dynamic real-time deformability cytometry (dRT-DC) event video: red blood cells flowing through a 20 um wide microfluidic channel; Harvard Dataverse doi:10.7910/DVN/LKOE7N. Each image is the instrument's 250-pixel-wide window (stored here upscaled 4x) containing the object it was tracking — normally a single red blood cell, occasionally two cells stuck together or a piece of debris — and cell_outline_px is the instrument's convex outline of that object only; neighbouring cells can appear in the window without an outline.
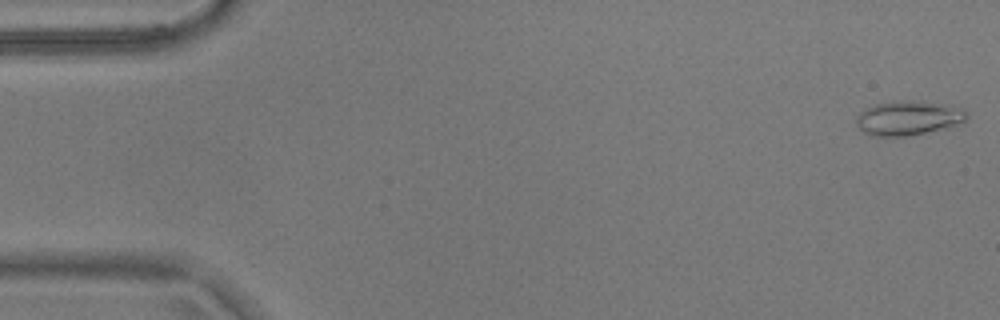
{"species": "common noctule bat (a hibernating species)", "species_latin": "Nyctalus noctula", "temperature_condition": "warm", "stored_images_in_passage": 54, "camera_frame_rate_fps": 3000, "um_per_image_px": 0.085, "animal": {"sex": "male", "body_mass_g": 17.9}, "frame": {"image": 1, "passage_image": 1, "time_ms": 0.0, "image_size_px": [1000, 320], "cell_outline_px": [[968, 120], [948, 128], [908, 136], [872, 136], [864, 132], [856, 124], [856, 116], [864, 108], [876, 104], [892, 100], [924, 100], [964, 108], [968, 112]], "centroid_in_image_um": [77.25, 10.01], "position_along_channel_um": 7.8, "area_um2": 22.77}}
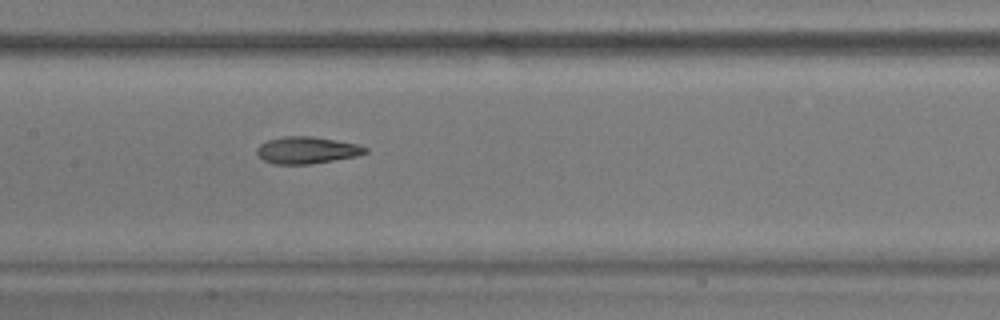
{"frame": {"image": 2, "passage_image": 26, "time_ms": 8.333, "image_size_px": [1000, 320], "cell_outline_px": [[368, 152], [356, 156], [312, 164], [276, 164], [264, 160], [256, 152], [256, 148], [260, 144], [268, 140], [284, 136], [312, 136], [356, 144], [368, 148]], "centroid_in_image_um": [26.07, 12.76], "position_along_channel_um": 181.3, "area_um2": 16.88}}
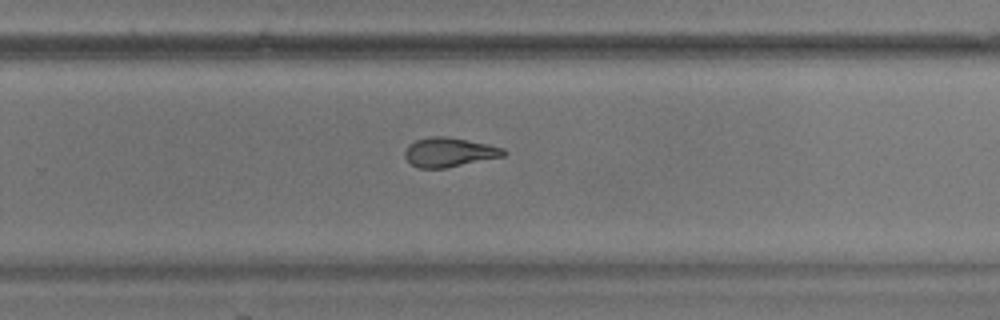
{"frame": {"image": 3, "passage_image": 35, "time_ms": 11.333, "image_size_px": [1000, 320], "cell_outline_px": [[508, 152], [504, 156], [444, 168], [416, 168], [404, 156], [404, 152], [408, 144], [416, 140], [428, 136], [448, 136], [488, 144], [504, 148]], "centroid_in_image_um": [38.17, 12.93], "position_along_channel_um": 291.6, "area_um2": 16.94}, "authors_computed_cell_mechanics": {"area_um2": 18.1781, "velocity_mm_per_s": 3.6838, "shape_relaxation_time_tau1_ms": 4.9612, "shape_relaxation_time_tau2_ms": 3.156, "deformation_change_tau1": 0.1561, "deformation_change_tau2": 0.1084}}